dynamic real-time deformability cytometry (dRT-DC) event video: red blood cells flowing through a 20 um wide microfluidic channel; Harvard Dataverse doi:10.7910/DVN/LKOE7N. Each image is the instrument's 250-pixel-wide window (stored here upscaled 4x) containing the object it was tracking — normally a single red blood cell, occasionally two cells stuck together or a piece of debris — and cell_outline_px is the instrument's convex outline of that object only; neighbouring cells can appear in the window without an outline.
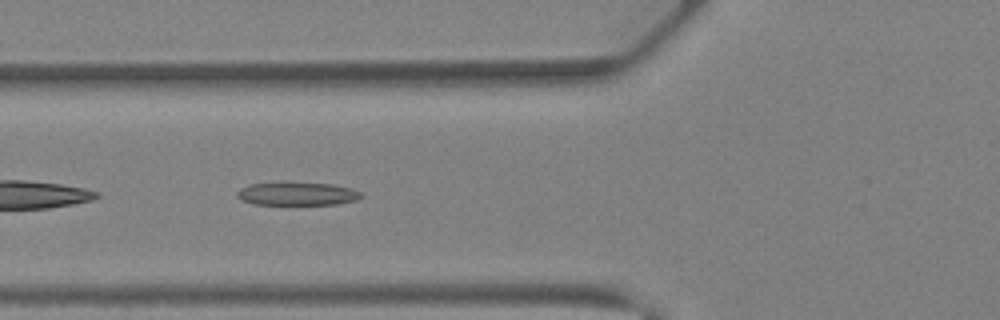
{"species": "Egyptian fruit bat (a non-hibernating species)", "species_latin": "Rousettus aegyptiacus", "temperature_condition": "warm", "stored_images_in_passage": 33, "camera_frame_rate_fps": 3000, "um_per_image_px": 0.085, "animal": {"sex": "female"}, "frame": {"image": 1, "passage_image": 13, "time_ms": 4.0, "image_size_px": [1000, 320], "cell_outline_px": [[364, 196], [356, 200], [336, 204], [252, 204], [240, 200], [236, 196], [236, 192], [240, 188], [248, 184], [280, 180], [288, 180], [332, 184], [352, 188], [360, 192]], "centroid_in_image_um": [25.19, 16.42], "position_along_channel_um": 100.6, "area_um2": 17.63}}
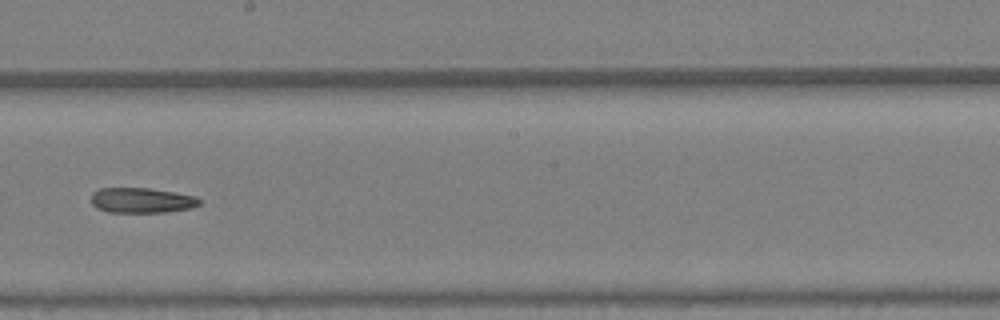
{"frame": {"image": 2, "passage_image": 21, "time_ms": 6.667, "image_size_px": [1000, 320], "cell_outline_px": [[200, 204], [192, 208], [164, 212], [108, 212], [96, 208], [92, 204], [92, 192], [100, 188], [148, 188], [176, 192], [196, 196], [200, 200]], "centroid_in_image_um": [12.05, 17.02], "position_along_channel_um": 236.2, "area_um2": 15.95}}
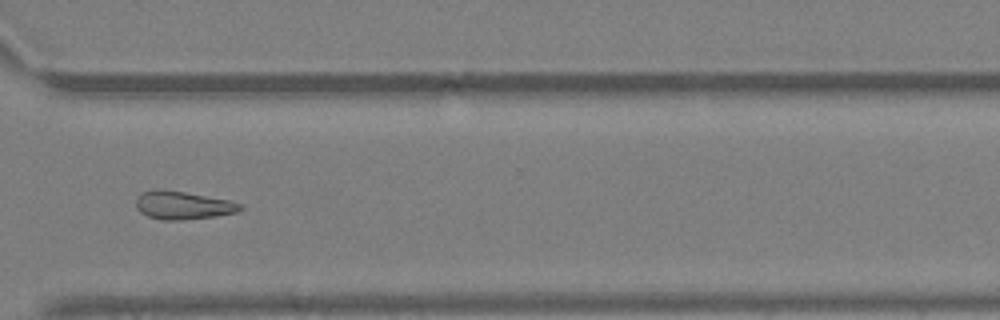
{"frame": {"image": 3, "passage_image": 28, "time_ms": 9.0, "image_size_px": [1000, 320], "cell_outline_px": [[244, 208], [236, 212], [212, 216], [180, 220], [160, 220], [148, 216], [140, 212], [136, 208], [136, 196], [140, 192], [156, 188], [164, 188], [228, 200], [240, 204]], "centroid_in_image_um": [15.45, 17.42], "position_along_channel_um": 355.1, "area_um2": 17.17}}